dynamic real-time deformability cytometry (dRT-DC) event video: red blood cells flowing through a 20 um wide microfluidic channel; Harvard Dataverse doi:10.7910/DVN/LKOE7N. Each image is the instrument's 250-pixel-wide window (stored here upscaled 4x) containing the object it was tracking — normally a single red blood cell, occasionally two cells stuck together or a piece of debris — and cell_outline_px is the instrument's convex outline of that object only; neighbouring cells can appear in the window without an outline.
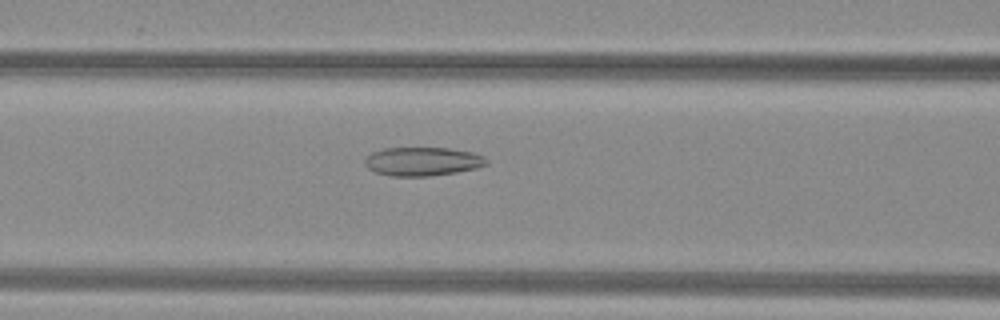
{"species": "common noctule bat (a hibernating species)", "species_latin": "Nyctalus noctula", "temperature_condition": "warm", "stored_images_in_passage": 41, "camera_frame_rate_fps": 3000, "um_per_image_px": 0.085, "animal": {"sex": "female", "body_mass_g": 29.2, "forearm_length_mm": 56.3}, "frame": {"image": 1, "passage_image": 12, "time_ms": 3.667, "image_size_px": [1000, 320], "cell_outline_px": [[488, 164], [476, 168], [456, 172], [428, 176], [392, 176], [376, 172], [368, 168], [364, 164], [364, 160], [372, 152], [384, 148], [448, 148], [472, 152], [484, 156], [488, 160]], "centroid_in_image_um": [35.92, 13.72], "position_along_channel_um": 130.7, "area_um2": 20.29}}
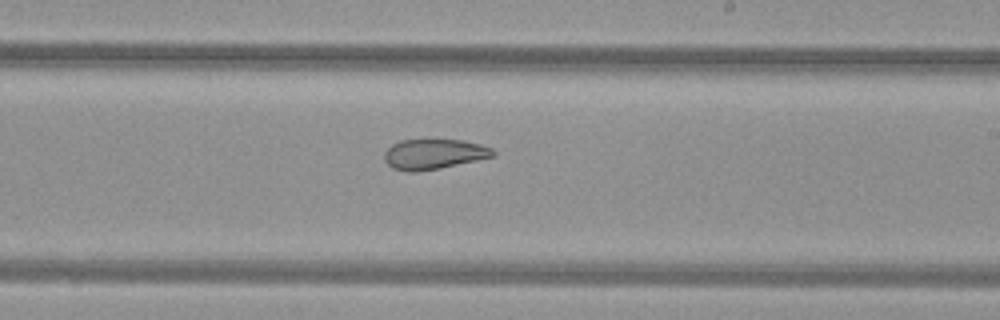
{"frame": {"image": 2, "passage_image": 21, "time_ms": 6.667, "image_size_px": [1000, 320], "cell_outline_px": [[496, 156], [440, 168], [416, 172], [404, 172], [392, 168], [384, 160], [384, 152], [392, 144], [400, 140], [464, 140], [480, 144], [492, 148], [496, 152]], "centroid_in_image_um": [36.87, 13.11], "position_along_channel_um": 252.1, "area_um2": 19.25}}
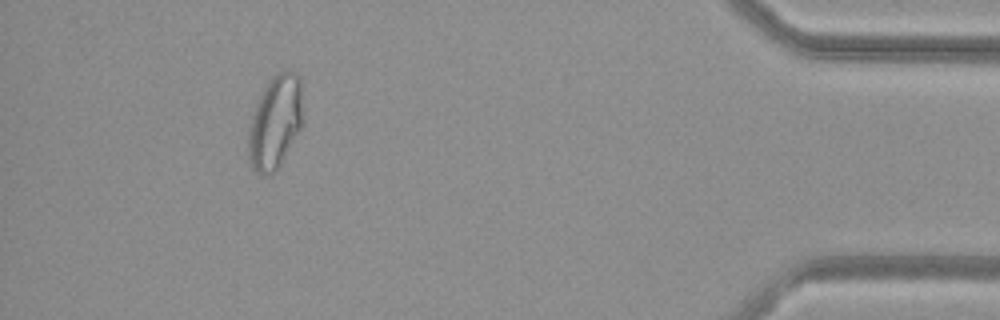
{"frame": {"image": 3, "passage_image": 37, "time_ms": 12.0, "image_size_px": [1000, 320], "cell_outline_px": [[300, 128], [276, 168], [272, 172], [264, 176], [256, 172], [252, 168], [248, 160], [248, 128], [256, 104], [264, 88], [272, 76], [276, 72], [296, 72], [300, 76]], "centroid_in_image_um": [23.32, 10.38], "position_along_channel_um": 411.9, "area_um2": 28.67}, "authors_computed_cell_mechanics": {"area_um2": 23.6402, "velocity_mm_per_s": 4.062, "shape_relaxation_time_tau1_ms": null, "shape_relaxation_time_tau2_ms": 2.2555, "deformation_change_tau1": null, "deformation_change_tau2": 0.0912}}